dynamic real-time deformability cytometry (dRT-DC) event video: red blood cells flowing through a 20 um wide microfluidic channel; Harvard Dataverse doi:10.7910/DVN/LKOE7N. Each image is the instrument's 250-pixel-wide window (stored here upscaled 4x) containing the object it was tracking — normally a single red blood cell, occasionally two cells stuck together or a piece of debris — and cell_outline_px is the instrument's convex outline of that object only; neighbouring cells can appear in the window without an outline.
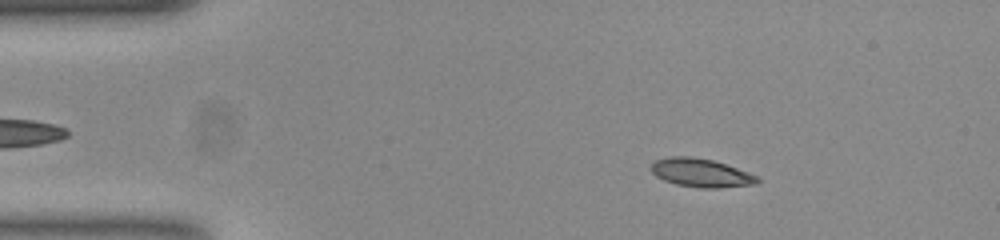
{"species": "common noctule bat (a hibernating species)", "species_latin": "Nyctalus noctula", "temperature_condition": "room temperature", "stored_images_in_passage": 49, "camera_frame_rate_fps": 3000, "um_per_image_px": 0.085, "animal": {"sex": "female", "body_mass_g": 23.0, "forearm_length_mm": 53.4}, "frame": {"image": 1, "passage_image": 3, "time_ms": 0.667, "image_size_px": [1000, 240], "cell_outline_px": [[760, 180], [756, 184], [716, 188], [700, 188], [676, 184], [664, 180], [656, 176], [652, 172], [652, 164], [656, 160], [672, 156], [688, 156], [712, 160], [748, 172], [756, 176]], "centroid_in_image_um": [59.58, 14.7], "position_along_channel_um": 25.4, "area_um2": 17.34}}
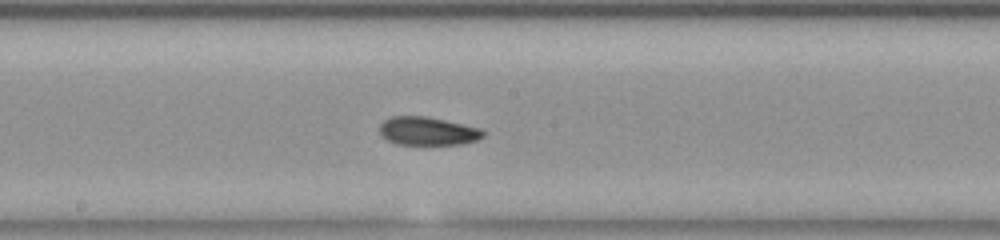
{"frame": {"image": 2, "passage_image": 23, "time_ms": 7.333, "image_size_px": [1000, 240], "cell_outline_px": [[484, 136], [476, 140], [460, 144], [396, 144], [388, 140], [380, 132], [380, 124], [384, 120], [392, 116], [424, 116], [444, 120], [480, 128], [484, 132]], "centroid_in_image_um": [36.34, 11.14], "position_along_channel_um": 211.9, "area_um2": 16.82}}
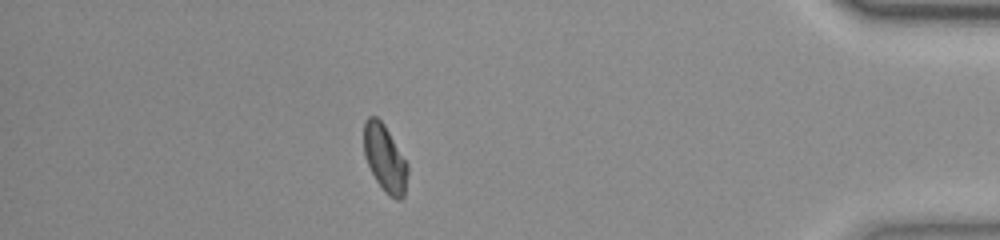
{"frame": {"image": 3, "passage_image": 42, "time_ms": 13.667, "image_size_px": [1000, 240], "cell_outline_px": [[408, 172], [404, 196], [400, 200], [396, 200], [384, 192], [376, 180], [364, 156], [364, 120], [368, 116], [376, 116], [384, 124], [408, 164]], "centroid_in_image_um": [32.71, 13.46], "position_along_channel_um": 402.5, "area_um2": 17.11}, "authors_computed_cell_mechanics": {"area_um2": 17.2244, "velocity_mm_per_s": 3.7531, "shape_relaxation_time_tau1_ms": 7.0725, "shape_relaxation_time_tau2_ms": 2.5592, "deformation_change_tau1": 0.1711, "deformation_change_tau2": 0.0737}}